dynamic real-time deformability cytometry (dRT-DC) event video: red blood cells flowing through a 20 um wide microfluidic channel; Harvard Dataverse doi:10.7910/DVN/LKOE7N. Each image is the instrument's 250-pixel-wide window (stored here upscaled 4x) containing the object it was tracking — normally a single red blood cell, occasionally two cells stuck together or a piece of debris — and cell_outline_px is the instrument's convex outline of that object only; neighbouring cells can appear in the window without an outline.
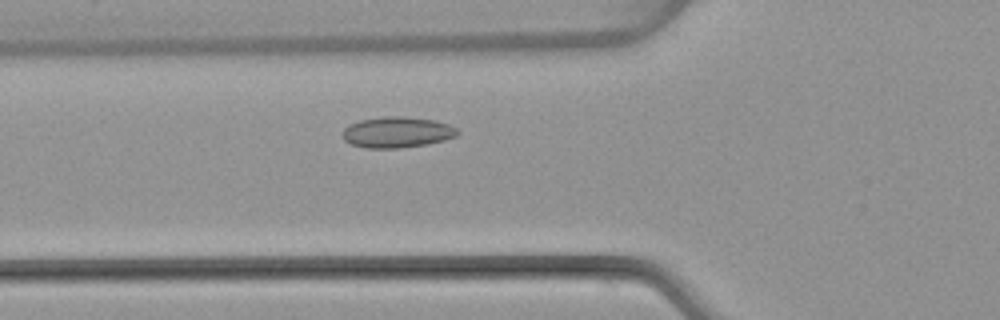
{"species": "common noctule bat (a hibernating species)", "species_latin": "Nyctalus noctula", "temperature_condition": "warm", "stored_images_in_passage": 43, "camera_frame_rate_fps": 3000, "um_per_image_px": 0.085, "animal": {"sex": "female", "body_mass_g": 22.7, "forearm_length_mm": 54.2}, "frame": {"image": 1, "passage_image": 11, "time_ms": 3.333, "image_size_px": [1000, 320], "cell_outline_px": [[460, 132], [456, 136], [444, 140], [428, 144], [400, 148], [364, 148], [352, 144], [344, 140], [340, 132], [348, 124], [360, 120], [384, 116], [404, 116], [432, 120], [448, 124], [456, 128]], "centroid_in_image_um": [33.71, 11.24], "position_along_channel_um": 92.1, "area_um2": 20.87}}
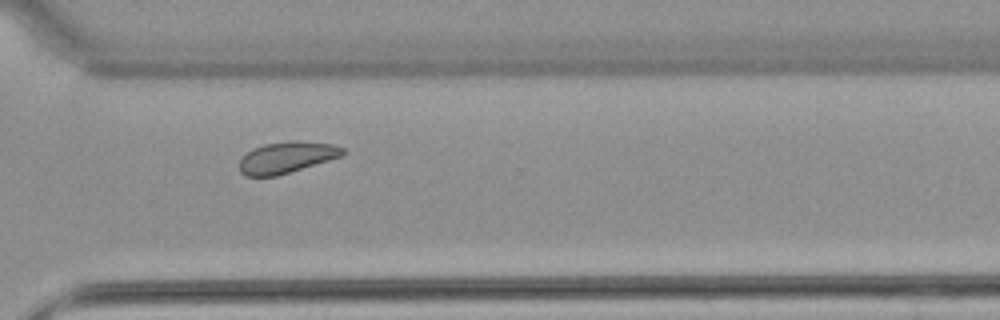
{"frame": {"image": 2, "passage_image": 30, "time_ms": 9.667, "image_size_px": [1000, 320], "cell_outline_px": [[344, 156], [276, 176], [244, 176], [240, 172], [240, 160], [252, 148], [264, 144], [292, 140], [300, 140], [332, 144], [344, 148]], "centroid_in_image_um": [24.39, 13.37], "position_along_channel_um": 346.2, "area_um2": 18.96}}
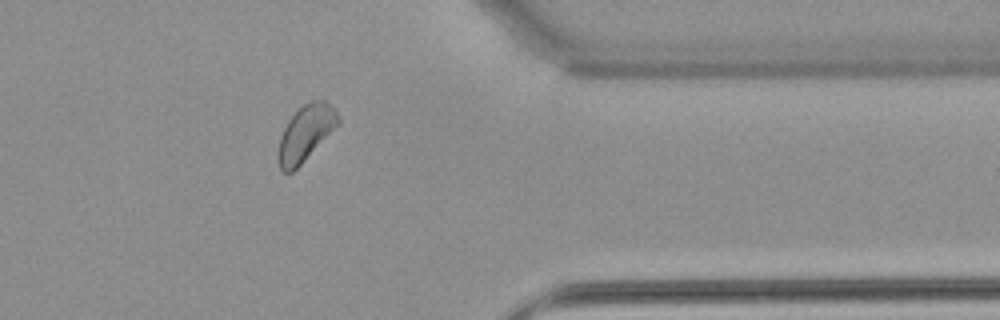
{"frame": {"image": 3, "passage_image": 34, "time_ms": 11.0, "image_size_px": [1000, 320], "cell_outline_px": [[340, 124], [292, 172], [284, 172], [280, 168], [276, 156], [280, 136], [288, 120], [304, 104], [312, 100], [324, 100], [332, 104], [340, 116]], "centroid_in_image_um": [25.99, 11.3], "position_along_channel_um": 385.4, "area_um2": 19.48}, "authors_computed_cell_mechanics": {"area_um2": 19.4208, "velocity_mm_per_s": 4.0114, "shape_relaxation_time_tau1_ms": 4.2991, "shape_relaxation_time_tau2_ms": null, "deformation_change_tau1": 0.0568, "deformation_change_tau2": null}}